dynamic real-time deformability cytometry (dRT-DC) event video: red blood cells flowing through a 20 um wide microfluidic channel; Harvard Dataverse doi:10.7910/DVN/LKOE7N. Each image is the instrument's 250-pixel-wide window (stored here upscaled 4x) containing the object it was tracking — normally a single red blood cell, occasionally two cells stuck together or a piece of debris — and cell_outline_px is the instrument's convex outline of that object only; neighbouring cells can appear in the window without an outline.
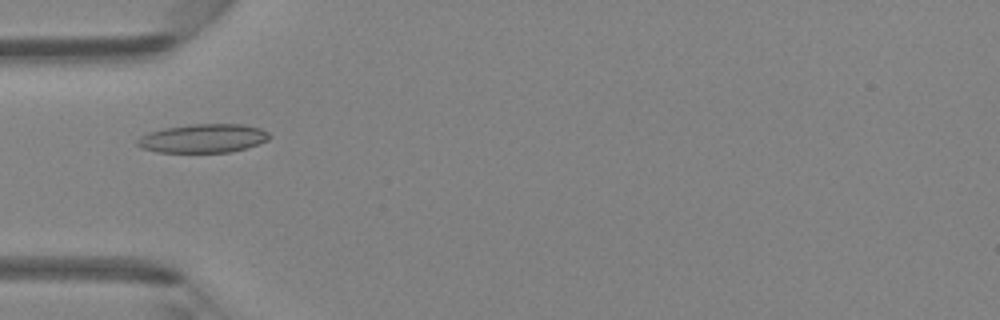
{"species": "Egyptian fruit bat (a non-hibernating species)", "species_latin": "Rousettus aegyptiacus", "temperature_condition": "room temperature", "stored_images_in_passage": 5, "camera_frame_rate_fps": 3000, "um_per_image_px": 0.085, "animal": {"sex": "female"}, "frame": {"image": 1, "passage_image": 4, "time_ms": 3.667, "image_size_px": [1000, 320], "cell_outline_px": [[272, 136], [268, 140], [244, 148], [228, 152], [156, 152], [140, 148], [136, 144], [136, 140], [140, 136], [148, 132], [164, 128], [192, 124], [240, 124], [260, 128], [268, 132]], "centroid_in_image_um": [17.22, 11.76], "position_along_channel_um": 67.8, "area_um2": 22.08}}
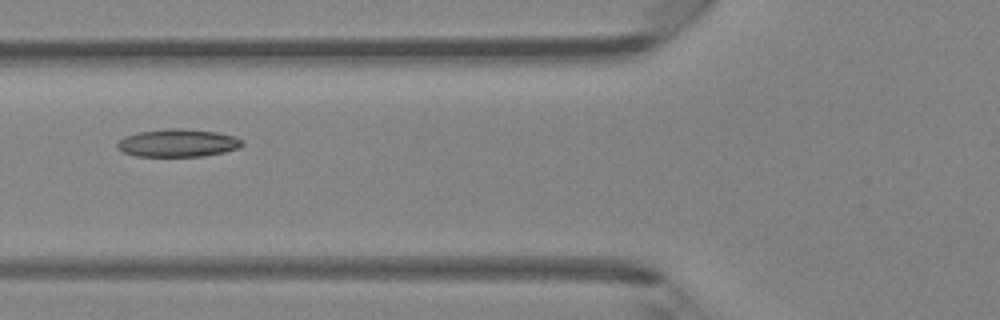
{"frame": {"image": 2, "passage_image": 5, "time_ms": 4.667, "image_size_px": [1000, 320], "cell_outline_px": [[244, 144], [240, 148], [224, 152], [204, 156], [136, 156], [124, 152], [116, 148], [116, 144], [124, 136], [140, 132], [168, 128], [180, 128], [216, 132], [236, 136]], "centroid_in_image_um": [15.12, 12.15], "position_along_channel_um": 110.7, "area_um2": 20.23}}